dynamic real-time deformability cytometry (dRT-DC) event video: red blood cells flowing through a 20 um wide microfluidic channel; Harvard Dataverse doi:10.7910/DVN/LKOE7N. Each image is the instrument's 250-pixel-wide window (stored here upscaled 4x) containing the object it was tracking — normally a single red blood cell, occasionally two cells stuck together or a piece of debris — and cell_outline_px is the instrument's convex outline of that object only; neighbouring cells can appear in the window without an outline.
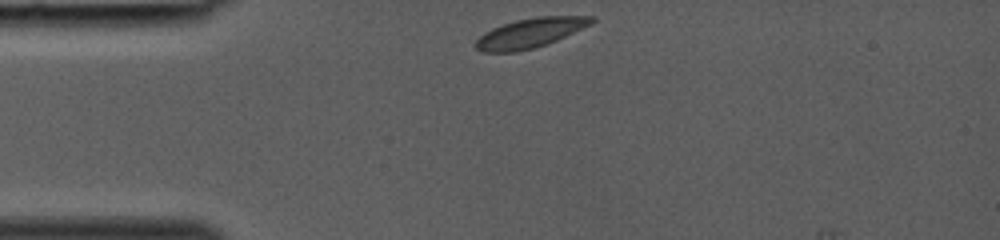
{"species": "common noctule bat (a hibernating species)", "species_latin": "Nyctalus noctula", "temperature_condition": "room temperature", "stored_images_in_passage": 4, "camera_frame_rate_fps": 3000, "um_per_image_px": 0.085, "animal": {"sex": "female", "body_mass_g": 19.0, "forearm_length_mm": 53.3}, "frame": {"image": 1, "passage_image": 1, "time_ms": 0.0, "image_size_px": [1000, 240], "cell_outline_px": [[596, 20], [592, 24], [548, 44], [536, 48], [516, 52], [484, 52], [476, 48], [472, 44], [484, 32], [492, 28], [516, 20], [536, 16], [596, 16]], "centroid_in_image_um": [45.07, 2.8], "position_along_channel_um": 39.9, "area_um2": 20.17}}